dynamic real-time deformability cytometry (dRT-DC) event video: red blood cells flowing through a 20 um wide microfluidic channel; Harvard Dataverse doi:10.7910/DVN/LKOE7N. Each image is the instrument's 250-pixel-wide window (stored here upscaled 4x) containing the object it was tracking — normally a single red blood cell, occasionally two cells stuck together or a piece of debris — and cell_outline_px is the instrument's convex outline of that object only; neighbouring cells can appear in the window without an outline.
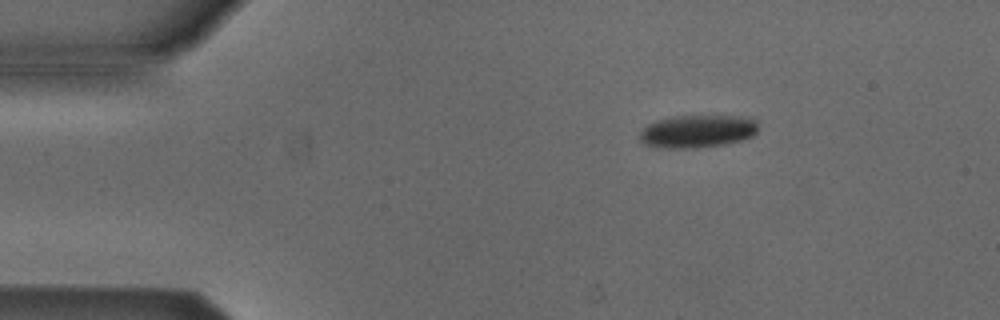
{"species": "Egyptian fruit bat (a non-hibernating species)", "species_latin": "Rousettus aegyptiacus", "temperature_condition": "cold", "stored_images_in_passage": 4, "camera_frame_rate_fps": 3000, "um_per_image_px": 0.085, "animal": {"sex": "male"}, "frame": {"image": 1, "passage_image": 2, "time_ms": 0.333, "image_size_px": [1000, 320], "cell_outline_px": [[756, 132], [752, 136], [744, 140], [724, 144], [696, 148], [664, 148], [644, 144], [640, 140], [640, 132], [648, 124], [660, 120], [680, 116], [732, 116], [756, 120]], "centroid_in_image_um": [59.27, 11.18], "position_along_channel_um": 25.7, "area_um2": 22.25}}
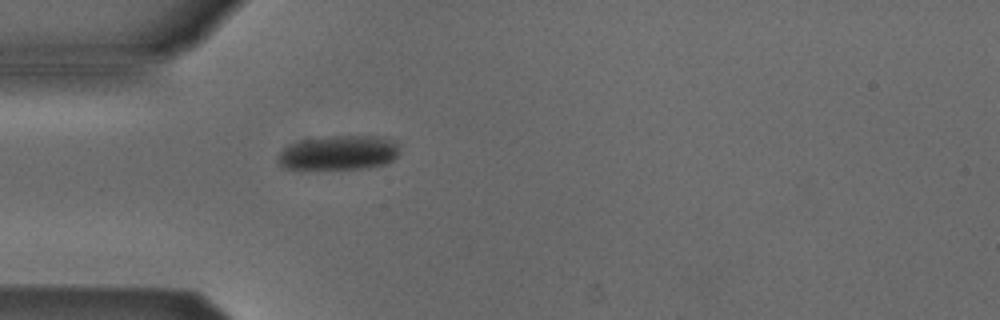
{"frame": {"image": 2, "passage_image": 4, "time_ms": 1.0, "image_size_px": [1000, 320], "cell_outline_px": [[400, 144], [396, 156], [392, 160], [384, 164], [360, 168], [284, 168], [276, 160], [280, 152], [284, 148], [300, 140], [328, 136], [380, 136], [392, 140]], "centroid_in_image_um": [28.8, 12.96], "position_along_channel_um": 56.2, "area_um2": 24.1}}